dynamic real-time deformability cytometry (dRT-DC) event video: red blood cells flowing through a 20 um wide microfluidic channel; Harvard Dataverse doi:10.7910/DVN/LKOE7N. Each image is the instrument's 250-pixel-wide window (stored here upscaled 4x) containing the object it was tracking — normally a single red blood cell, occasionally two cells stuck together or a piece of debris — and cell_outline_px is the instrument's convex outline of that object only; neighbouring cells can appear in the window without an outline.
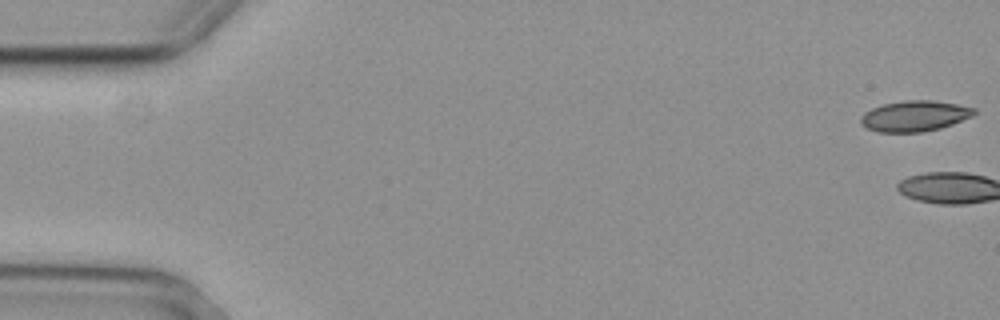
{"species": "common noctule bat (a hibernating species)", "species_latin": "Nyctalus noctula", "temperature_condition": "cold", "stored_images_in_passage": 3, "camera_frame_rate_fps": 3000, "um_per_image_px": 0.085, "animal": {"sex": "female", "body_mass_g": 29.2, "forearm_length_mm": 56.3}, "frame": {"image": 1, "passage_image": 1, "time_ms": 0.0, "image_size_px": [1000, 320], "cell_outline_px": [[976, 112], [972, 116], [952, 124], [940, 128], [920, 132], [876, 132], [860, 124], [860, 116], [864, 112], [872, 108], [884, 104], [904, 100], [932, 100], [956, 104], [976, 108]], "centroid_in_image_um": [77.72, 9.86], "position_along_channel_um": 7.3, "area_um2": 20.29}}